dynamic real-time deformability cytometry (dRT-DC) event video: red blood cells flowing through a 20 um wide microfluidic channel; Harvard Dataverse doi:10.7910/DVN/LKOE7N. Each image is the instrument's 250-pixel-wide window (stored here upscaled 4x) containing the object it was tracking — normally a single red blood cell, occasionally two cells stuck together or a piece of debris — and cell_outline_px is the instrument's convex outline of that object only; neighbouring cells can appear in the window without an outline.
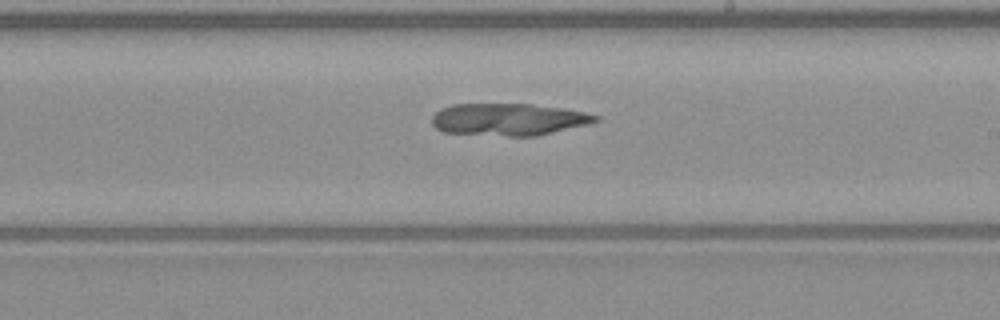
{"species": "common noctule bat (a hibernating species)", "species_latin": "Nyctalus noctula", "temperature_condition": "warm", "stored_images_in_passage": 45, "camera_frame_rate_fps": 3000, "um_per_image_px": 0.085, "animal": {"sex": "male", "body_mass_g": 23.1, "forearm_length_mm": 52.7}, "frame": {"image": 1, "passage_image": 24, "time_ms": 7.667, "image_size_px": [1000, 320], "cell_outline_px": [[600, 120], [588, 124], [536, 136], [508, 136], [444, 132], [436, 128], [432, 124], [432, 116], [440, 108], [452, 104], [528, 104], [560, 108], [584, 112], [600, 116]], "centroid_in_image_um": [43.21, 10.15], "position_along_channel_um": 245.8, "area_um2": 30.52}}
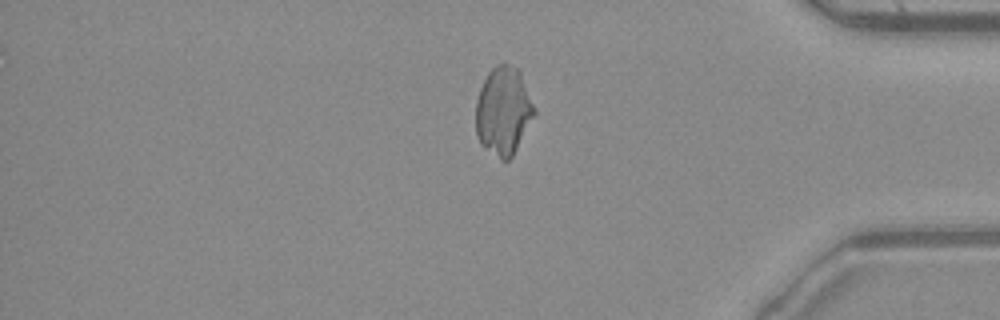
{"frame": {"image": 2, "passage_image": 37, "time_ms": 12.0, "image_size_px": [1000, 320], "cell_outline_px": [[536, 112], [512, 156], [508, 160], [500, 160], [480, 144], [476, 136], [476, 100], [480, 88], [488, 72], [496, 64], [504, 60], [516, 68], [520, 72], [536, 108]], "centroid_in_image_um": [42.77, 9.4], "position_along_channel_um": 392.4, "area_um2": 30.23}}